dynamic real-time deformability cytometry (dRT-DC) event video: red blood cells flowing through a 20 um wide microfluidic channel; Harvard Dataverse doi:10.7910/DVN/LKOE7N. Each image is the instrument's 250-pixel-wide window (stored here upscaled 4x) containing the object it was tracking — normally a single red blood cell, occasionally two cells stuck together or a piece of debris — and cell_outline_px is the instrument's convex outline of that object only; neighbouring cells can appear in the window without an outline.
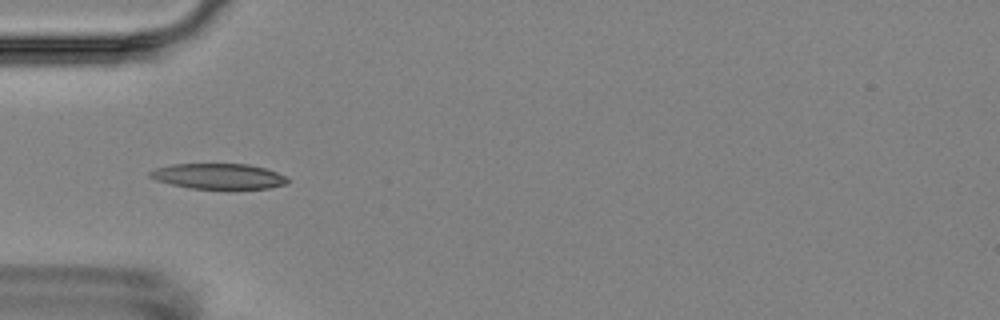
{"species": "Egyptian fruit bat (a non-hibernating species)", "species_latin": "Rousettus aegyptiacus", "temperature_condition": "room temperature", "stored_images_in_passage": 9, "camera_frame_rate_fps": 3000, "um_per_image_px": 0.085, "animal": {"sex": "female"}, "frame": {"image": 1, "passage_image": 6, "time_ms": 5.667, "image_size_px": [1000, 320], "cell_outline_px": [[288, 184], [268, 188], [188, 188], [156, 180], [148, 176], [148, 172], [156, 168], [172, 164], [248, 164], [264, 168], [288, 176]], "centroid_in_image_um": [18.58, 14.97], "position_along_channel_um": 66.4, "area_um2": 20.29}}
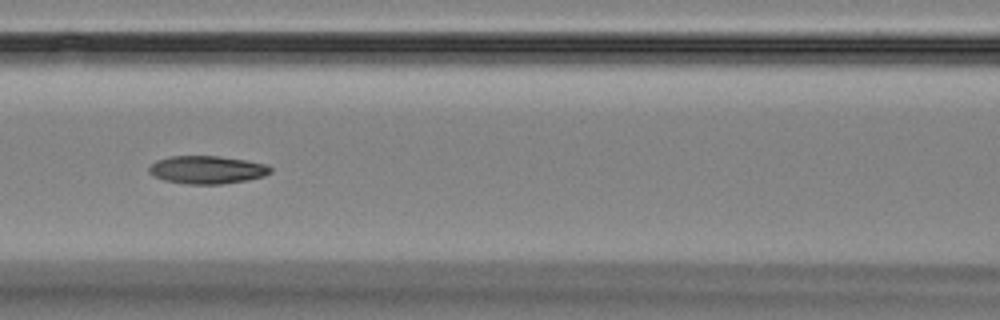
{"frame": {"image": 2, "passage_image": 8, "time_ms": 8.0, "image_size_px": [1000, 320], "cell_outline_px": [[272, 172], [264, 176], [248, 180], [220, 184], [188, 184], [164, 180], [152, 176], [148, 172], [148, 168], [156, 160], [168, 156], [220, 156], [268, 164], [272, 168]], "centroid_in_image_um": [17.6, 14.43], "position_along_channel_um": 149.0, "area_um2": 19.94}}
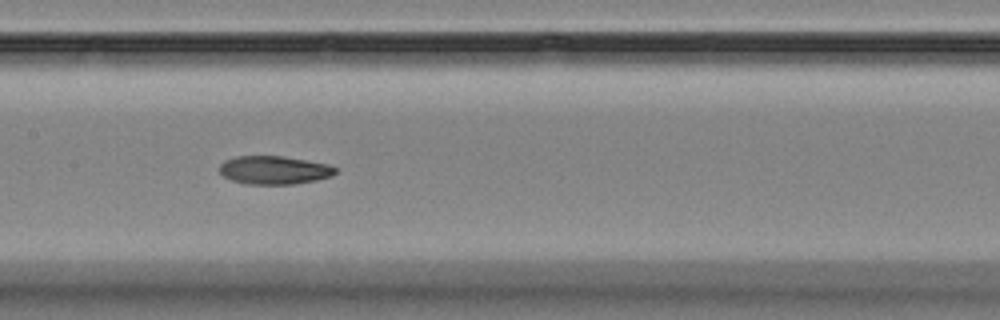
{"frame": {"image": 3, "passage_image": 9, "time_ms": 9.0, "image_size_px": [1000, 320], "cell_outline_px": [[336, 172], [332, 176], [316, 180], [292, 184], [244, 184], [232, 180], [224, 176], [220, 172], [220, 164], [224, 160], [236, 156], [284, 156], [328, 164], [336, 168]], "centroid_in_image_um": [23.29, 14.45], "position_along_channel_um": 184.1, "area_um2": 19.13}}